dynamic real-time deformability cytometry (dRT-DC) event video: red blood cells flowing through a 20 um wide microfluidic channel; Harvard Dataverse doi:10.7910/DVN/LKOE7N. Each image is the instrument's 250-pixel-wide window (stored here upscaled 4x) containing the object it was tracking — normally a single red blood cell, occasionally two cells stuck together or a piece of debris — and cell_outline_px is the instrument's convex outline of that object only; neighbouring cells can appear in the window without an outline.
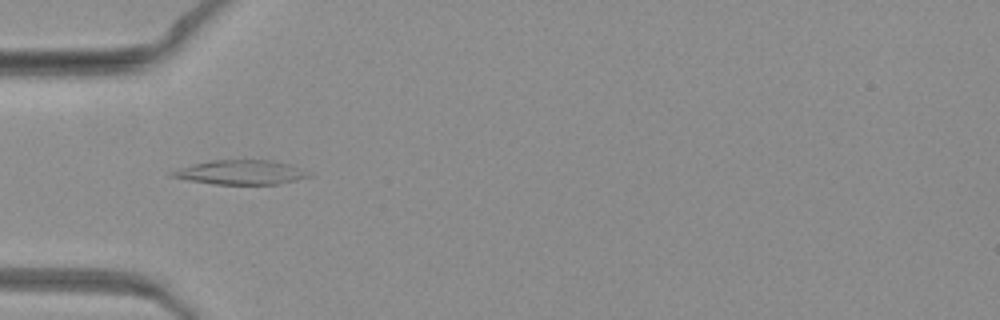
{"species": "common noctule bat (a hibernating species)", "species_latin": "Nyctalus noctula", "temperature_condition": "warm", "stored_images_in_passage": 37, "camera_frame_rate_fps": 3000, "um_per_image_px": 0.085, "animal": {"sex": "female", "body_mass_g": 19.3, "forearm_length_mm": 54.1}, "frame": {"image": 1, "passage_image": 1, "time_ms": 0.0, "image_size_px": [1000, 320], "cell_outline_px": [[312, 176], [280, 184], [212, 184], [188, 180], [168, 176], [168, 172], [180, 168], [212, 160], [272, 160], [288, 164], [312, 172]], "centroid_in_image_um": [20.49, 14.65], "position_along_channel_um": 64.5, "area_um2": 19.42}}
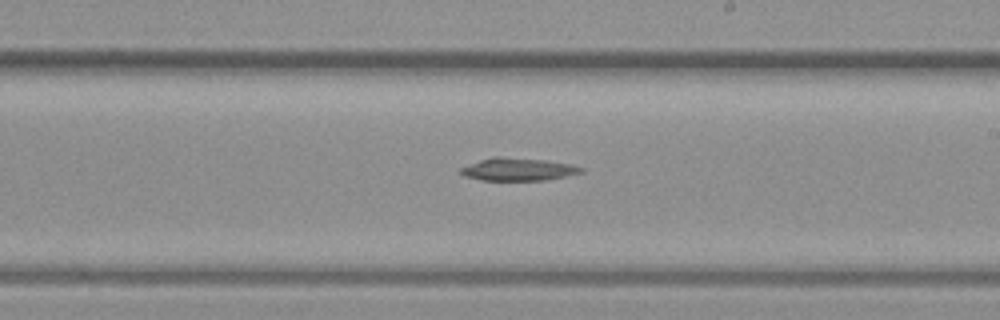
{"frame": {"image": 2, "passage_image": 15, "time_ms": 4.667, "image_size_px": [1000, 320], "cell_outline_px": [[584, 172], [548, 180], [480, 180], [464, 176], [460, 172], [460, 168], [480, 160], [496, 156], [500, 156], [544, 160], [572, 164], [584, 168]], "centroid_in_image_um": [44.06, 14.39], "position_along_channel_um": 244.9, "area_um2": 15.95}}
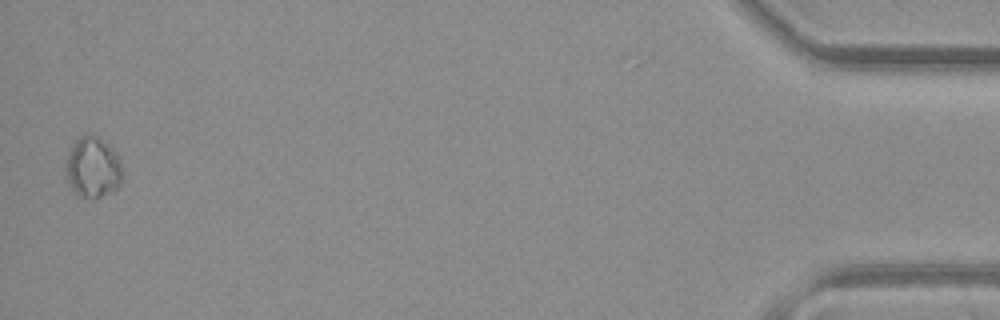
{"frame": {"image": 3, "passage_image": 36, "time_ms": 11.667, "image_size_px": [1000, 320], "cell_outline_px": [[120, 184], [112, 192], [100, 196], [76, 196], [68, 180], [68, 156], [76, 140], [80, 136], [96, 136], [108, 144], [116, 152], [120, 160]], "centroid_in_image_um": [7.92, 14.23], "position_along_channel_um": 427.3, "area_um2": 19.07}}